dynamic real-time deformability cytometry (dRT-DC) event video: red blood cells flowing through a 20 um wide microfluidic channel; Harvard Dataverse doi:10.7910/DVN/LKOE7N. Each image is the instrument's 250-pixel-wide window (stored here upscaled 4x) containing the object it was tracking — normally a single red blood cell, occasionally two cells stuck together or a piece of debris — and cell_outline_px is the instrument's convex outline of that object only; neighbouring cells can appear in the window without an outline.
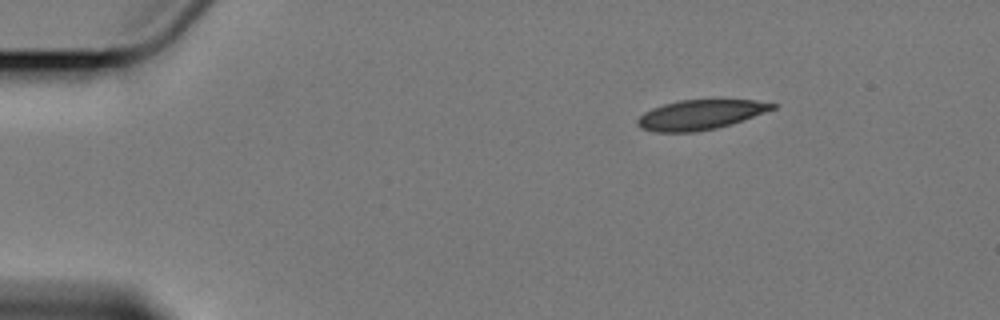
{"species": "Egyptian fruit bat (a non-hibernating species)", "species_latin": "Rousettus aegyptiacus", "temperature_condition": "cold", "stored_images_in_passage": 4, "camera_frame_rate_fps": 3000, "um_per_image_px": 0.085, "animal": {"sex": "female"}, "frame": {"image": 1, "passage_image": 1, "time_ms": 0.0, "image_size_px": [1000, 320], "cell_outline_px": [[780, 104], [776, 108], [732, 124], [716, 128], [696, 132], [656, 132], [640, 128], [636, 124], [636, 120], [644, 112], [652, 108], [664, 104], [680, 100], [720, 96], [756, 100]], "centroid_in_image_um": [59.6, 9.69], "position_along_channel_um": 25.4, "area_um2": 24.57}}